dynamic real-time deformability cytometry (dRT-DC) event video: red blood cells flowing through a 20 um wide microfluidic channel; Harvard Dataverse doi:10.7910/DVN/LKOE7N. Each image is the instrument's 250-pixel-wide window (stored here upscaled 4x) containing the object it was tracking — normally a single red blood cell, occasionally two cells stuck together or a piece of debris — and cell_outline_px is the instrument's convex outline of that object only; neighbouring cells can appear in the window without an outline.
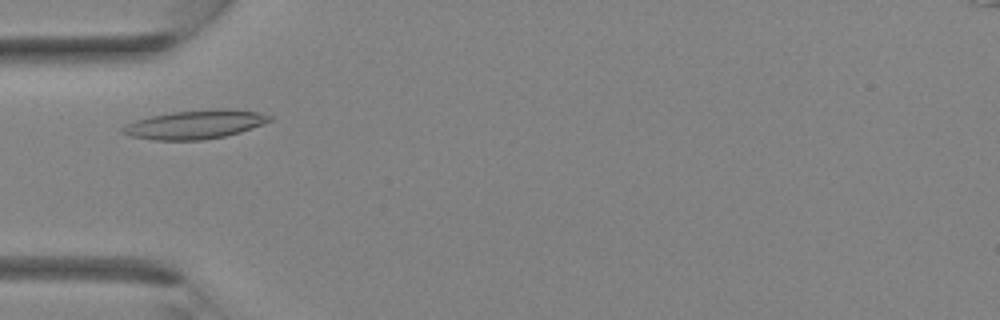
{"species": "Egyptian fruit bat (a non-hibernating species)", "species_latin": "Rousettus aegyptiacus", "temperature_condition": "room temperature", "stored_images_in_passage": 24, "camera_frame_rate_fps": 3000, "um_per_image_px": 0.085, "animal": {"sex": "female"}, "frame": {"image": 1, "passage_image": 3, "time_ms": 0.667, "image_size_px": [1000, 320], "cell_outline_px": [[272, 120], [252, 128], [240, 132], [224, 136], [200, 140], [152, 140], [132, 136], [120, 132], [120, 128], [124, 124], [136, 120], [152, 116], [172, 112], [220, 108], [228, 108], [260, 112], [272, 116]], "centroid_in_image_um": [16.58, 10.57], "position_along_channel_um": 68.4, "area_um2": 24.68}}
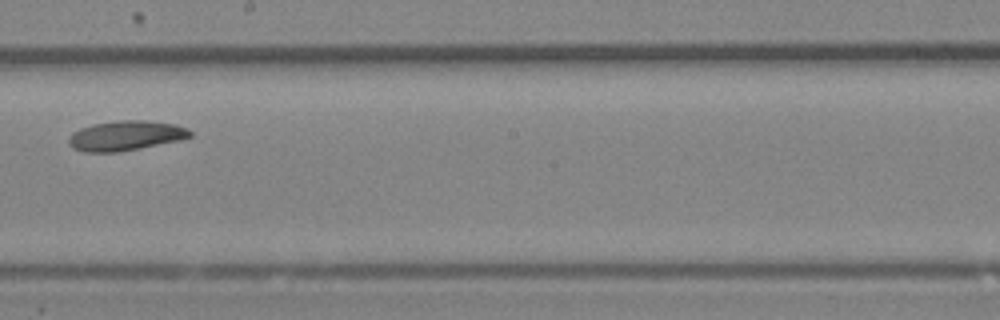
{"frame": {"image": 2, "passage_image": 12, "time_ms": 3.667, "image_size_px": [1000, 320], "cell_outline_px": [[192, 136], [180, 140], [116, 152], [84, 152], [72, 148], [68, 144], [68, 136], [72, 132], [80, 128], [92, 124], [116, 120], [144, 120], [176, 124], [188, 128], [192, 132]], "centroid_in_image_um": [10.65, 11.52], "position_along_channel_um": 237.6, "area_um2": 21.21}}
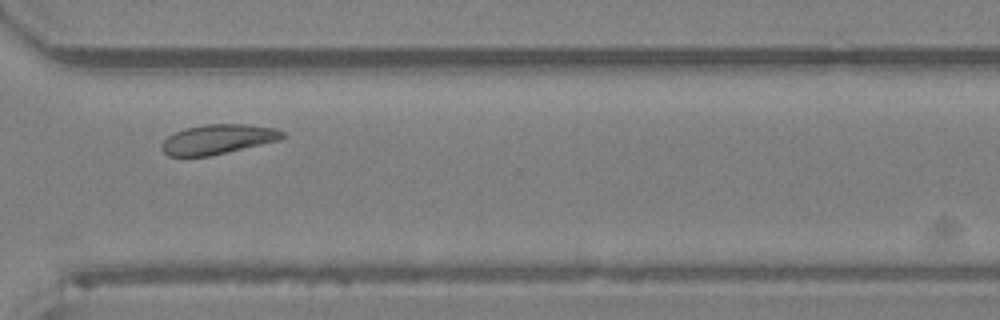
{"frame": {"image": 3, "passage_image": 18, "time_ms": 5.667, "image_size_px": [1000, 320], "cell_outline_px": [[284, 136], [280, 140], [208, 156], [168, 156], [160, 148], [160, 144], [168, 136], [184, 128], [204, 124], [248, 124], [276, 128], [284, 132]], "centroid_in_image_um": [18.5, 11.82], "position_along_channel_um": 352.1, "area_um2": 20.87}}